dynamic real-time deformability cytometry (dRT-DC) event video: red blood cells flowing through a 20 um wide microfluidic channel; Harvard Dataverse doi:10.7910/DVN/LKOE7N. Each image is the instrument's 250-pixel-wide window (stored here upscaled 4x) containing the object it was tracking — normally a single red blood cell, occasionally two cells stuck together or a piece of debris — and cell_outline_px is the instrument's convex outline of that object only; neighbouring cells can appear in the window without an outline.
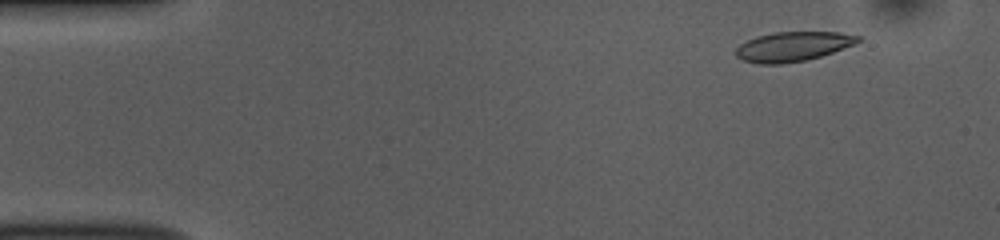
{"species": "common noctule bat (a hibernating species)", "species_latin": "Nyctalus noctula", "temperature_condition": "room temperature", "stored_images_in_passage": 53, "camera_frame_rate_fps": 3000, "um_per_image_px": 0.085, "animal": {"sex": "female", "body_mass_g": 10.0, "forearm_length_mm": 53.1}, "frame": {"image": 1, "passage_image": 5, "time_ms": 1.333, "image_size_px": [1000, 240], "cell_outline_px": [[864, 40], [856, 44], [820, 56], [804, 60], [780, 64], [756, 64], [744, 60], [736, 56], [736, 48], [740, 44], [756, 36], [772, 32], [840, 32], [864, 36]], "centroid_in_image_um": [67.45, 3.94], "position_along_channel_um": 17.6, "area_um2": 21.21}}
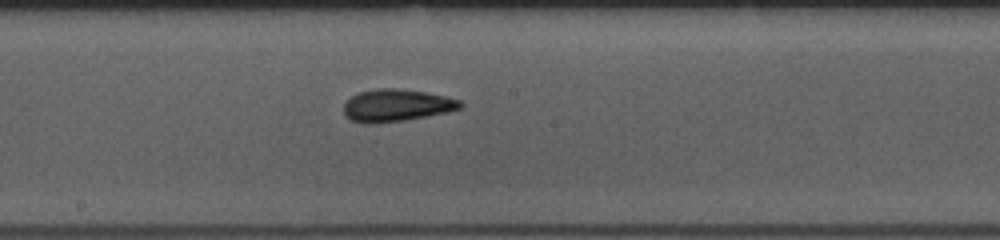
{"frame": {"image": 2, "passage_image": 28, "time_ms": 9.0, "image_size_px": [1000, 240], "cell_outline_px": [[464, 104], [460, 108], [448, 112], [404, 120], [372, 124], [364, 124], [352, 120], [344, 116], [344, 104], [352, 96], [360, 92], [376, 88], [396, 88], [424, 92], [444, 96], [460, 100]], "centroid_in_image_um": [33.68, 8.96], "position_along_channel_um": 214.5, "area_um2": 21.85}}
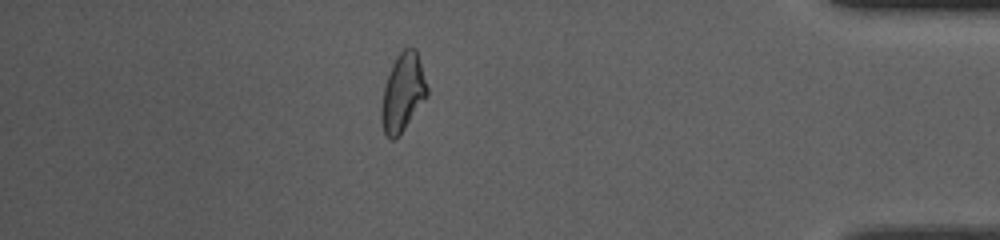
{"frame": {"image": 3, "passage_image": 46, "time_ms": 15.0, "image_size_px": [1000, 240], "cell_outline_px": [[428, 96], [400, 136], [392, 140], [384, 132], [380, 116], [380, 108], [384, 88], [392, 64], [396, 56], [404, 48], [416, 48], [428, 88]], "centroid_in_image_um": [34.24, 7.9], "position_along_channel_um": 401.0, "area_um2": 20.87}, "authors_computed_cell_mechanics": {"area_um2": 21.4438, "velocity_mm_per_s": 3.7744, "shape_relaxation_time_tau1_ms": 4.8426, "shape_relaxation_time_tau2_ms": 3.772, "deformation_change_tau1": 0.1229, "deformation_change_tau2": 0.0938}}